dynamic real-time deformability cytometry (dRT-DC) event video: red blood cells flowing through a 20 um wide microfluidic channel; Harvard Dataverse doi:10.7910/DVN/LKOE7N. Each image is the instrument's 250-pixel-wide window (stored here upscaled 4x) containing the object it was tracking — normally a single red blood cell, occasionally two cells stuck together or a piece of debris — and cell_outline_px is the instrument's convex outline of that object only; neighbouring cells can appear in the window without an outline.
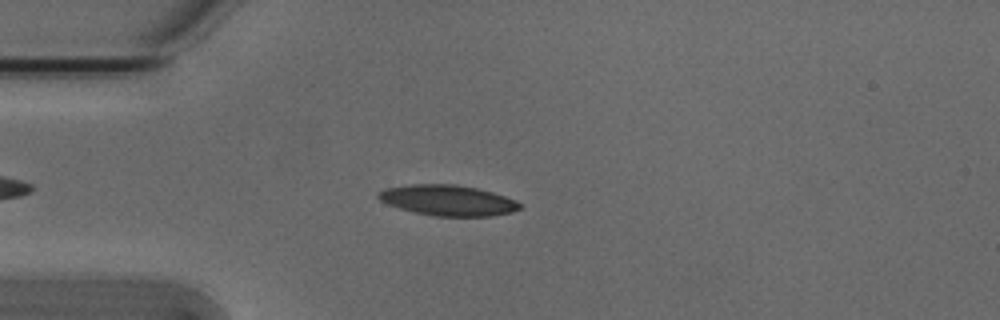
{"species": "Egyptian fruit bat (a non-hibernating species)", "species_latin": "Rousettus aegyptiacus", "temperature_condition": "cold", "stored_images_in_passage": 43, "camera_frame_rate_fps": 3000, "um_per_image_px": 0.085, "animal": {"sex": "male"}, "frame": {"image": 1, "passage_image": 7, "time_ms": 2.0, "image_size_px": [1000, 320], "cell_outline_px": [[520, 208], [512, 212], [488, 216], [436, 216], [416, 212], [400, 208], [388, 204], [380, 200], [376, 196], [384, 188], [412, 184], [456, 184], [476, 188], [492, 192], [516, 200], [520, 204]], "centroid_in_image_um": [38.06, 17.02], "position_along_channel_um": 46.9, "area_um2": 24.97}}
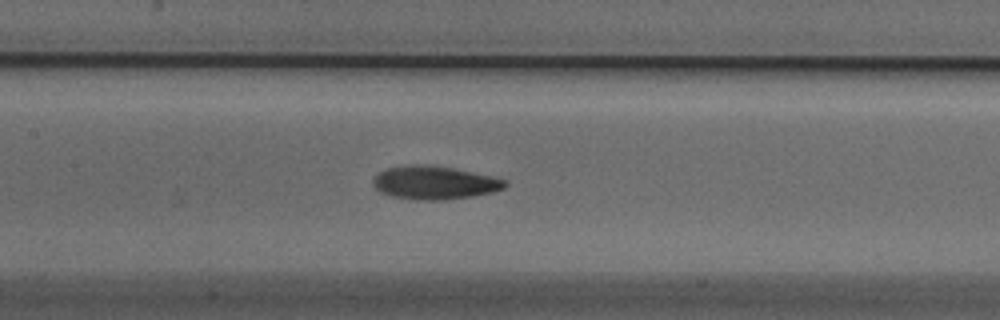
{"frame": {"image": 2, "passage_image": 18, "time_ms": 5.667, "image_size_px": [1000, 320], "cell_outline_px": [[508, 184], [504, 188], [492, 192], [472, 196], [440, 200], [412, 200], [392, 196], [380, 192], [372, 184], [372, 180], [380, 172], [388, 168], [408, 164], [424, 164], [452, 168], [492, 176], [504, 180]], "centroid_in_image_um": [36.9, 15.53], "position_along_channel_um": 170.5, "area_um2": 25.49}}
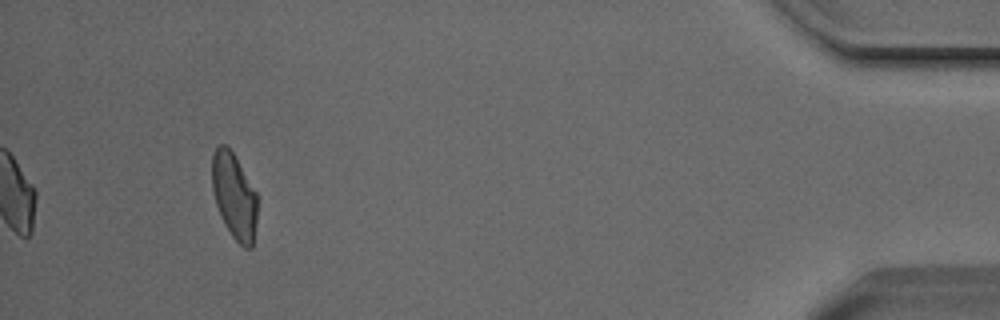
{"frame": {"image": 3, "passage_image": 43, "time_ms": 14.0, "image_size_px": [1000, 320], "cell_outline_px": [[256, 224], [252, 248], [244, 248], [232, 236], [224, 224], [216, 204], [212, 188], [212, 156], [216, 148], [220, 144], [224, 144], [232, 152], [256, 192]], "centroid_in_image_um": [19.89, 16.69], "position_along_channel_um": 415.3, "area_um2": 22.31}, "authors_computed_cell_mechanics": {"area_um2": 24.6228, "velocity_mm_per_s": 3.7946, "shape_relaxation_time_tau1_ms": 7.3531, "shape_relaxation_time_tau2_ms": 3.4369, "deformation_change_tau1": 0.1899, "deformation_change_tau2": 0.1011}}